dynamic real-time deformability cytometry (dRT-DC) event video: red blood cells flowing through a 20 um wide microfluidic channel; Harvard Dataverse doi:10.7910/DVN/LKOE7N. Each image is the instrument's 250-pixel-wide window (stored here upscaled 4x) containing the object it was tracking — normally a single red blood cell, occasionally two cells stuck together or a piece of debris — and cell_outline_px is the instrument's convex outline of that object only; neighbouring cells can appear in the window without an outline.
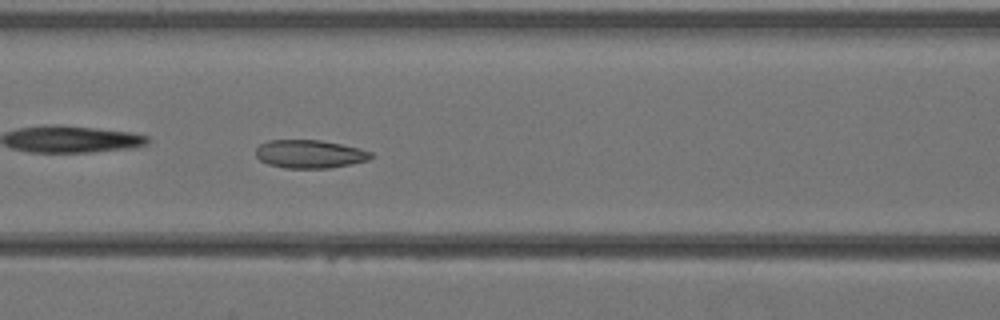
{"species": "Egyptian fruit bat (a non-hibernating species)", "species_latin": "Rousettus aegyptiacus", "temperature_condition": "warm", "stored_images_in_passage": 39, "camera_frame_rate_fps": 3000, "um_per_image_px": 0.085, "animal": {"sex": "female"}, "frame": {"image": 1, "passage_image": 17, "time_ms": 5.333, "image_size_px": [1000, 320], "cell_outline_px": [[376, 156], [368, 160], [352, 164], [328, 168], [284, 168], [268, 164], [260, 160], [256, 156], [256, 148], [260, 144], [268, 140], [320, 140], [360, 148], [372, 152]], "centroid_in_image_um": [26.35, 13.09], "position_along_channel_um": 140.3, "area_um2": 19.07}}
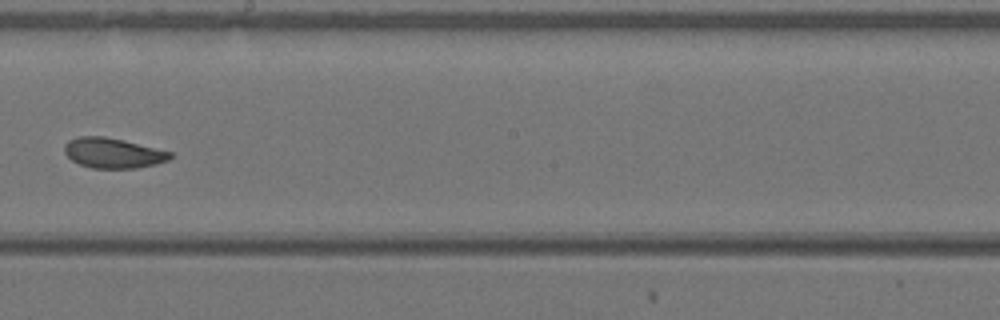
{"frame": {"image": 2, "passage_image": 23, "time_ms": 7.333, "image_size_px": [1000, 320], "cell_outline_px": [[172, 156], [168, 160], [156, 164], [136, 168], [92, 168], [80, 164], [72, 160], [64, 152], [64, 144], [68, 140], [80, 136], [104, 136], [124, 140], [172, 152]], "centroid_in_image_um": [9.59, 13.0], "position_along_channel_um": 238.6, "area_um2": 18.55}}
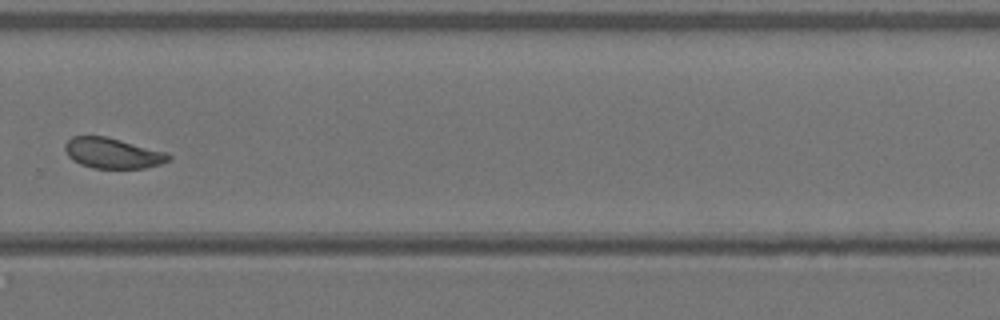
{"frame": {"image": 3, "passage_image": 28, "time_ms": 9.0, "image_size_px": [1000, 320], "cell_outline_px": [[172, 156], [168, 160], [160, 164], [144, 168], [92, 168], [80, 164], [72, 160], [68, 156], [64, 148], [64, 144], [72, 136], [108, 136], [168, 152]], "centroid_in_image_um": [9.57, 13.01], "position_along_channel_um": 320.2, "area_um2": 18.61}}